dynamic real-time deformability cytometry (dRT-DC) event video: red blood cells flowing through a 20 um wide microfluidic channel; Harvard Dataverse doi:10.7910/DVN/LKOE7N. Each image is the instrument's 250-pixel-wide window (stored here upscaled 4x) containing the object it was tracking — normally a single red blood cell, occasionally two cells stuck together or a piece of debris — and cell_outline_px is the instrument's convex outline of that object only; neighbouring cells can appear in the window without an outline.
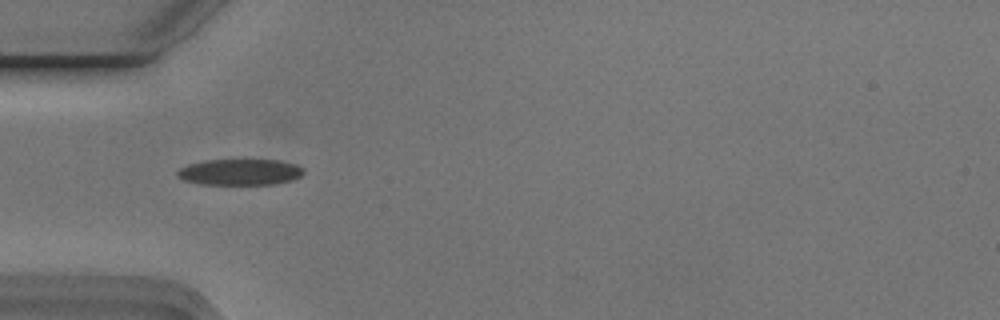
{"species": "Egyptian fruit bat (a non-hibernating species)", "species_latin": "Rousettus aegyptiacus", "temperature_condition": "cold", "stored_images_in_passage": 46, "camera_frame_rate_fps": 3000, "um_per_image_px": 0.085, "animal": {"sex": "male"}, "frame": {"image": 1, "passage_image": 9, "time_ms": 2.667, "image_size_px": [1000, 320], "cell_outline_px": [[304, 172], [300, 176], [292, 180], [276, 184], [200, 184], [184, 180], [176, 176], [176, 172], [180, 168], [188, 164], [204, 160], [280, 160], [296, 164], [304, 168]], "centroid_in_image_um": [20.4, 14.62], "position_along_channel_um": 64.6, "area_um2": 19.31}}
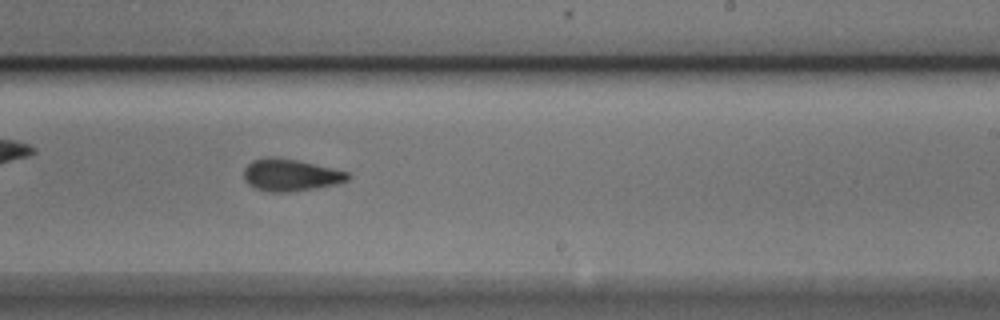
{"frame": {"image": 2, "passage_image": 25, "time_ms": 8.0, "image_size_px": [1000, 320], "cell_outline_px": [[352, 176], [348, 180], [336, 184], [288, 192], [268, 192], [256, 188], [248, 184], [244, 180], [244, 168], [252, 160], [268, 156], [272, 156], [296, 160], [332, 168], [348, 172]], "centroid_in_image_um": [24.67, 14.87], "position_along_channel_um": 264.3, "area_um2": 19.36}}
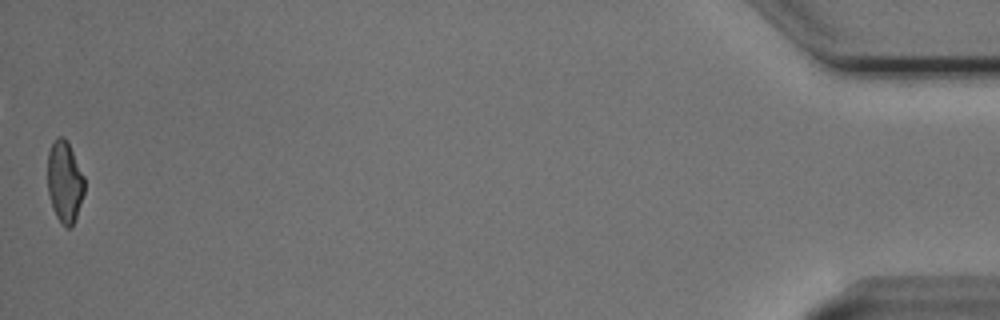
{"frame": {"image": 3, "passage_image": 46, "time_ms": 15.0, "image_size_px": [1000, 320], "cell_outline_px": [[84, 192], [72, 228], [64, 228], [60, 224], [52, 208], [48, 192], [48, 152], [56, 136], [64, 136], [68, 140], [84, 176]], "centroid_in_image_um": [5.49, 15.45], "position_along_channel_um": 429.7, "area_um2": 17.74}, "authors_computed_cell_mechanics": {"area_um2": 19.0451, "velocity_mm_per_s": 3.7592, "shape_relaxation_time_tau1_ms": 4.3474, "shape_relaxation_time_tau2_ms": 4.3415, "deformation_change_tau1": 0.1445, "deformation_change_tau2": 0.1058}}